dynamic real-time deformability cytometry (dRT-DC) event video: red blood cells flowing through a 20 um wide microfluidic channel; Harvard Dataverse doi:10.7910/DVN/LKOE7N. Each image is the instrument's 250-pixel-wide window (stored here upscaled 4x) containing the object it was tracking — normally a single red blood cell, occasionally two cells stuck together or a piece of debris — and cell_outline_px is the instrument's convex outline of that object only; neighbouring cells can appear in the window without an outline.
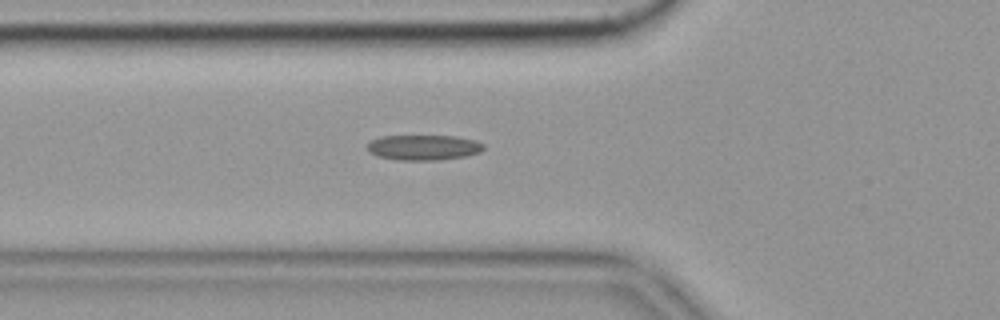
{"species": "common noctule bat (a hibernating species)", "species_latin": "Nyctalus noctula", "temperature_condition": "cold", "stored_images_in_passage": 52, "camera_frame_rate_fps": 3000, "um_per_image_px": 0.085, "animal": {"sex": "female", "body_mass_g": 19.9}, "frame": {"image": 1, "passage_image": 16, "time_ms": 5.0, "image_size_px": [1000, 320], "cell_outline_px": [[484, 148], [480, 152], [468, 156], [436, 160], [396, 160], [376, 156], [368, 152], [368, 144], [372, 140], [380, 136], [456, 136], [476, 140], [484, 144]], "centroid_in_image_um": [36.01, 12.54], "position_along_channel_um": 89.8, "area_um2": 17.28}, "authors_computed_cell_mechanics": {"area_um2": 16.6464, "velocity_mm_per_s": 3.5619, "shape_relaxation_time_tau1_ms": null, "shape_relaxation_time_tau2_ms": 6.5949, "deformation_change_tau1": null, "deformation_change_tau2": 0.1456}}